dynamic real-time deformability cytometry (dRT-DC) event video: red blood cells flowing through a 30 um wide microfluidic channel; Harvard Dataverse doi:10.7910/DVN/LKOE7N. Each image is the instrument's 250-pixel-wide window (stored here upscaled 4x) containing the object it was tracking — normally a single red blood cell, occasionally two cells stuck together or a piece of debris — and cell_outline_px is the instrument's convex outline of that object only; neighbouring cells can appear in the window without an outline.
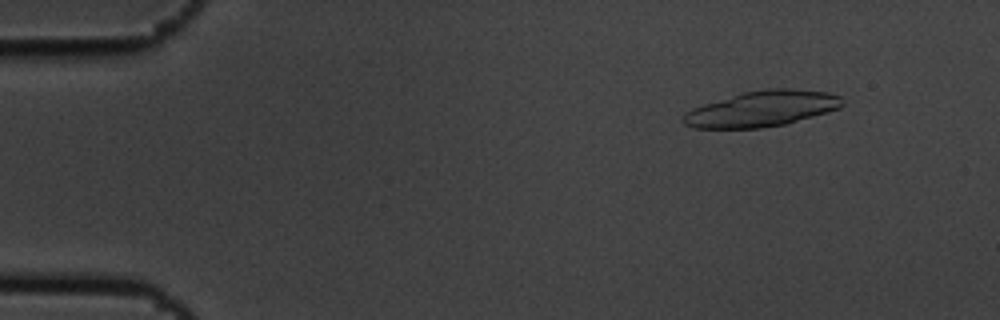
{"species": "common noctule bat (a hibernating species)", "species_latin": "Nyctalus noctula", "temperature_condition": "cold", "stored_images_in_passage": 4, "camera_frame_rate_fps": 3000, "um_per_image_px": 0.085, "animal": {"sex": "male", "body_mass_g": 19.5, "forearm_length_mm": 54.6}, "frame": {"image": 1, "passage_image": 2, "time_ms": 0.333, "image_size_px": [1000, 320], "cell_outline_px": [[844, 104], [840, 108], [828, 112], [784, 124], [760, 128], [692, 128], [684, 124], [680, 120], [684, 112], [692, 108], [704, 104], [744, 92], [768, 88], [792, 88], [828, 92], [840, 96]], "centroid_in_image_um": [64.75, 9.24], "position_along_channel_um": 20.3, "area_um2": 33.12}}